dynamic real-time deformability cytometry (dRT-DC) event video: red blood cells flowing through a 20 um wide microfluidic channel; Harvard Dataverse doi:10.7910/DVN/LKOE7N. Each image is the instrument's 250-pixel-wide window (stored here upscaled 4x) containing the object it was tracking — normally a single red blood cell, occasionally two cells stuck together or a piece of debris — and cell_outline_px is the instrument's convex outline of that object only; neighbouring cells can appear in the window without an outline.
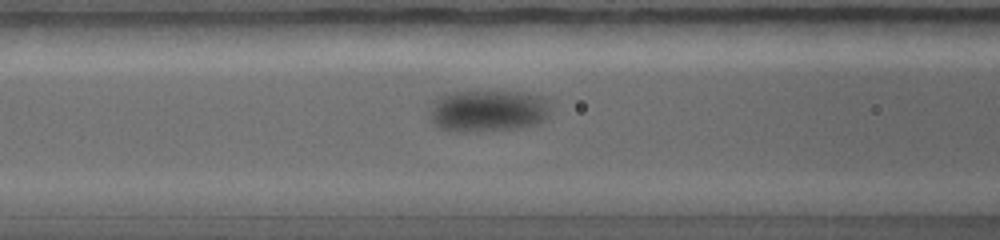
{"species": "common noctule bat (a hibernating species)", "species_latin": "Nyctalus noctula", "temperature_condition": "warm", "stored_images_in_passage": 48, "camera_frame_rate_fps": 5000, "um_per_image_px": 0.085, "animal": {"sex": "female", "body_mass_g": 19.0, "forearm_length_mm": 56.7}, "frame": {"image": 1, "passage_image": 15, "time_ms": 2.8, "image_size_px": [1000, 240], "cell_outline_px": [[548, 112], [536, 124], [520, 128], [464, 132], [460, 132], [440, 128], [432, 120], [432, 112], [436, 100], [444, 96], [456, 92], [524, 92], [540, 96]], "centroid_in_image_um": [41.46, 9.44], "position_along_channel_um": 125.1, "area_um2": 28.21}}
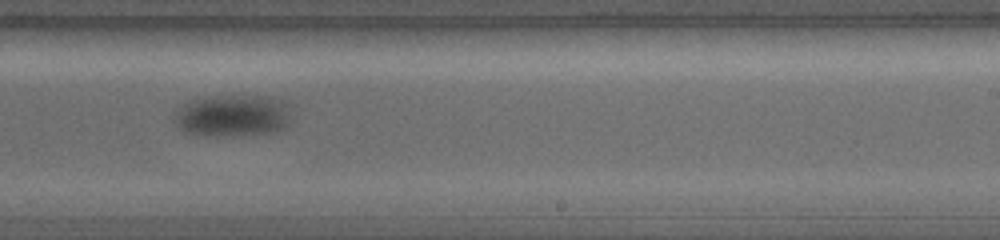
{"frame": {"image": 2, "passage_image": 29, "time_ms": 5.6, "image_size_px": [1000, 240], "cell_outline_px": [[288, 124], [276, 132], [232, 136], [204, 136], [188, 132], [180, 128], [176, 124], [176, 116], [192, 100], [212, 96], [256, 96], [280, 100], [284, 104]], "centroid_in_image_um": [19.77, 9.86], "position_along_channel_um": 269.2, "area_um2": 27.46}}
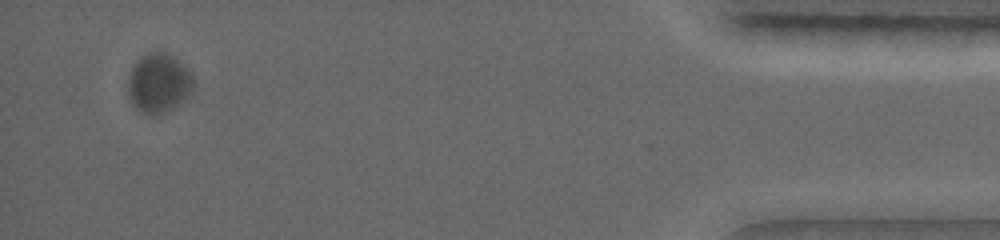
{"frame": {"image": 3, "passage_image": 47, "time_ms": 10.4, "image_size_px": [1000, 240], "cell_outline_px": [[188, 92], [176, 104], [152, 116], [140, 112], [132, 104], [128, 88], [128, 80], [132, 68], [140, 56], [148, 52], [164, 52], [176, 60], [188, 72]], "centroid_in_image_um": [13.34, 7.05], "position_along_channel_um": 421.9, "area_um2": 21.04}}